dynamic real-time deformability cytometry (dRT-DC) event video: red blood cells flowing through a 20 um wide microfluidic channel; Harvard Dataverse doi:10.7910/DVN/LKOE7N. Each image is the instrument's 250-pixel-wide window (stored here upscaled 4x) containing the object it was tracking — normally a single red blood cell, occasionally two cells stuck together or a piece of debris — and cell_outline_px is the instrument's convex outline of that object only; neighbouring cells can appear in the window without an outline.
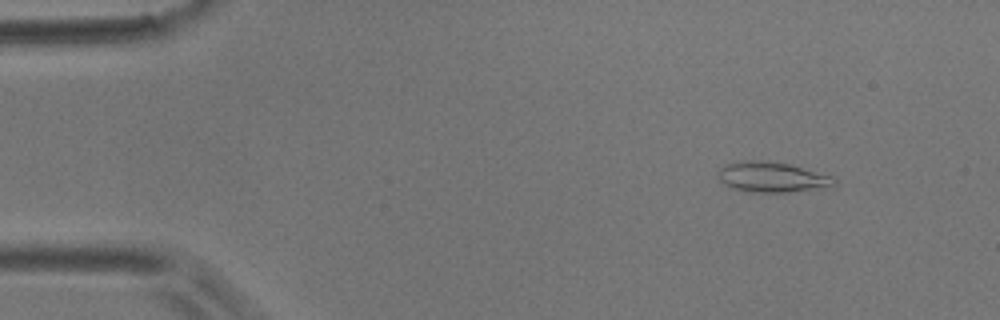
{"species": "common noctule bat (a hibernating species)", "species_latin": "Nyctalus noctula", "temperature_condition": "room temperature", "stored_images_in_passage": 4, "camera_frame_rate_fps": 3000, "um_per_image_px": 0.085, "animal": {"sex": "male", "body_mass_g": 17.9}, "frame": {"image": 1, "passage_image": 1, "time_ms": 0.0, "image_size_px": [1000, 320], "cell_outline_px": [[836, 184], [832, 188], [788, 192], [744, 192], [728, 188], [720, 180], [716, 172], [720, 168], [728, 164], [748, 160], [764, 160], [788, 164], [836, 176]], "centroid_in_image_um": [65.67, 15.08], "position_along_channel_um": 19.3, "area_um2": 21.04}}